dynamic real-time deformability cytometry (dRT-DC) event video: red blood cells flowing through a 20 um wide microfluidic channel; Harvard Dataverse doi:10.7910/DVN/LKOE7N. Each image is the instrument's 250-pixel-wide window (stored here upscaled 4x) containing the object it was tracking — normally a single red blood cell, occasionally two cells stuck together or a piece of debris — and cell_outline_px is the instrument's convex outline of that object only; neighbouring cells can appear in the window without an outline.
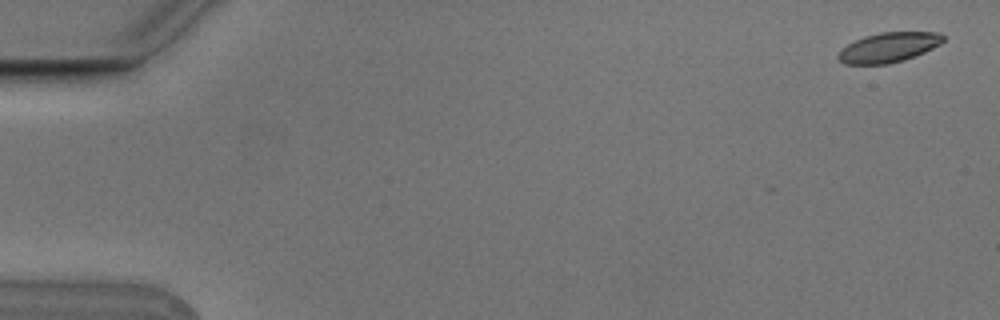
{"species": "Egyptian fruit bat (a non-hibernating species)", "species_latin": "Rousettus aegyptiacus", "temperature_condition": "cold", "stored_images_in_passage": 3, "camera_frame_rate_fps": 3000, "um_per_image_px": 0.085, "animal": {"sex": "male"}, "frame": {"image": 1, "passage_image": 1, "time_ms": 0.0, "image_size_px": [1000, 320], "cell_outline_px": [[944, 40], [940, 44], [924, 52], [904, 60], [888, 64], [844, 64], [836, 56], [848, 44], [864, 36], [880, 32], [940, 32], [944, 36]], "centroid_in_image_um": [75.55, 4.02], "position_along_channel_um": 9.5, "area_um2": 18.09}}